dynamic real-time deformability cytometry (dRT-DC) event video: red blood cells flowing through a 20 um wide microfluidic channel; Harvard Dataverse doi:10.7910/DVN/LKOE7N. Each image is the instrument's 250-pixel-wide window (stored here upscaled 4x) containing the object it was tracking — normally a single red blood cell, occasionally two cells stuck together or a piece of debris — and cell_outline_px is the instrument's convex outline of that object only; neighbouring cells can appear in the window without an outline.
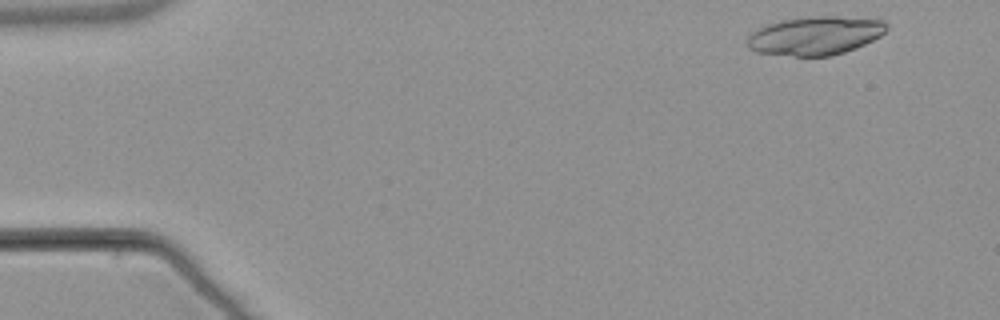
{"species": "common noctule bat (a hibernating species)", "species_latin": "Nyctalus noctula", "temperature_condition": "warm", "stored_images_in_passage": 51, "camera_frame_rate_fps": 3000, "um_per_image_px": 0.085, "animal": {"sex": "male", "body_mass_g": 21.5, "forearm_length_mm": 52.0}, "frame": {"image": 1, "passage_image": 2, "time_ms": 0.333, "image_size_px": [1000, 320], "cell_outline_px": [[888, 28], [880, 36], [856, 48], [832, 56], [792, 56], [756, 52], [748, 48], [748, 36], [756, 28], [780, 20], [812, 16], [836, 16], [884, 20], [888, 24]], "centroid_in_image_um": [69.29, 3.03], "position_along_channel_um": 15.7, "area_um2": 31.44}}